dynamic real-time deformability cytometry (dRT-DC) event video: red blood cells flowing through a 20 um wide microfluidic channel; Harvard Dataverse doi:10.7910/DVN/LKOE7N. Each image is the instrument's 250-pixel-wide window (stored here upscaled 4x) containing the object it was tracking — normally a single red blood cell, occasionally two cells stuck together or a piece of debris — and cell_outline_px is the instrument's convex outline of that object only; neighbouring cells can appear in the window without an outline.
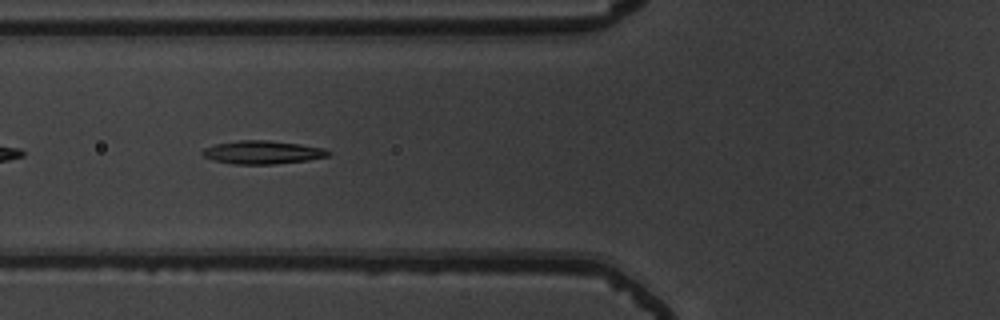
{"species": "common noctule bat (a hibernating species)", "species_latin": "Nyctalus noctula", "temperature_condition": "warm", "stored_images_in_passage": 39, "camera_frame_rate_fps": 3000, "um_per_image_px": 0.085, "animal": {"sex": "male", "body_mass_g": 19.5, "forearm_length_mm": 54.6}, "frame": {"image": 1, "passage_image": 6, "time_ms": 1.667, "image_size_px": [1000, 320], "cell_outline_px": [[332, 152], [328, 156], [308, 160], [272, 164], [232, 164], [212, 160], [204, 156], [200, 152], [204, 148], [216, 144], [240, 140], [268, 140], [300, 144], [324, 148]], "centroid_in_image_um": [22.31, 12.95], "position_along_channel_um": 103.5, "area_um2": 17.05}}
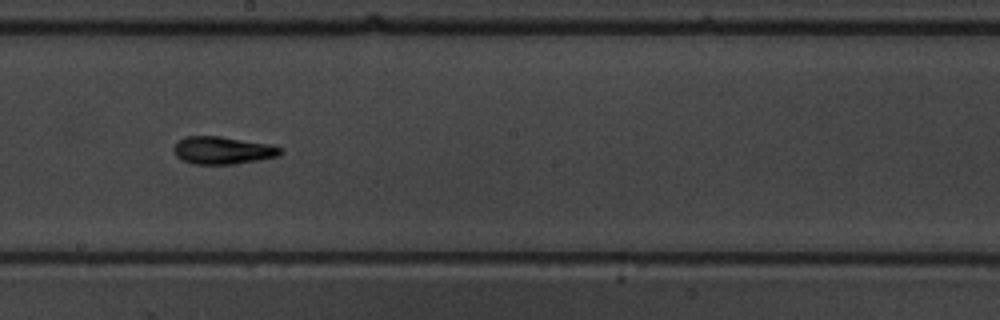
{"frame": {"image": 2, "passage_image": 16, "time_ms": 5.0, "image_size_px": [1000, 320], "cell_outline_px": [[280, 152], [276, 156], [260, 160], [236, 164], [192, 164], [176, 156], [172, 148], [184, 136], [220, 136], [268, 144], [280, 148]], "centroid_in_image_um": [18.87, 12.78], "position_along_channel_um": 229.3, "area_um2": 16.94}}
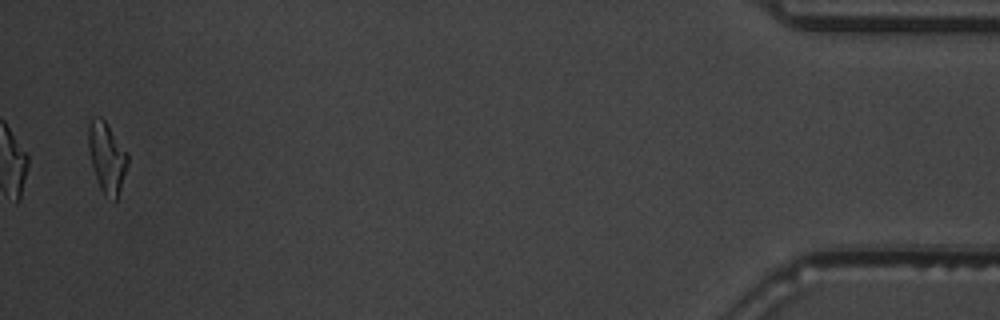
{"frame": {"image": 3, "passage_image": 38, "time_ms": 12.333, "image_size_px": [1000, 320], "cell_outline_px": [[128, 164], [116, 200], [104, 196], [100, 188], [92, 168], [88, 148], [88, 128], [92, 116], [100, 116], [104, 120], [128, 152]], "centroid_in_image_um": [9.07, 13.36], "position_along_channel_um": 426.1, "area_um2": 16.13}, "authors_computed_cell_mechanics": {"area_um2": 16.5886, "velocity_mm_per_s": 3.7736, "shape_relaxation_time_tau1_ms": 4.4929, "shape_relaxation_time_tau2_ms": 2.4666, "deformation_change_tau1": 0.2044, "deformation_change_tau2": 0.1083}}